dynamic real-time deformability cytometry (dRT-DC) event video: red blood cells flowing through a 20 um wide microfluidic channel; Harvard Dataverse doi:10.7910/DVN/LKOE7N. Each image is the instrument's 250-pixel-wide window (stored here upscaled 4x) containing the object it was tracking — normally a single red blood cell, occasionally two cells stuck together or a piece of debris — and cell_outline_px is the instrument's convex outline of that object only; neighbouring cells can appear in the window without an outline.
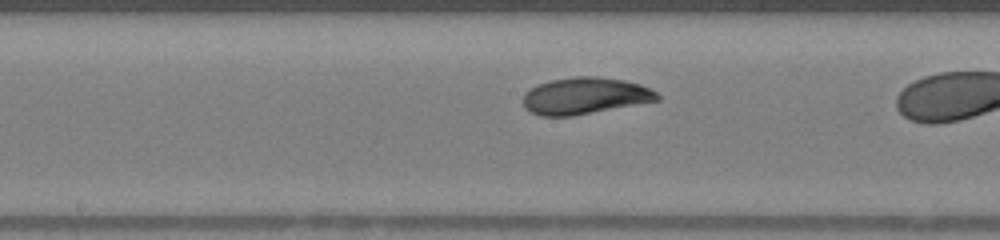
{"species": "human", "species_latin": "Homo sapiens", "temperature_condition": "warm", "stored_images_in_passage": 22, "camera_frame_rate_fps": 3000, "um_per_image_px": 0.085, "donor": {"sex": "female"}, "frame": {"image": 1, "passage_image": 10, "time_ms": 3.0, "image_size_px": [1000, 240], "cell_outline_px": [[660, 100], [572, 116], [540, 116], [524, 108], [524, 92], [540, 84], [552, 80], [576, 76], [596, 76], [624, 80], [640, 84], [656, 92], [660, 96]], "centroid_in_image_um": [49.73, 8.15], "position_along_channel_um": 198.5, "area_um2": 28.5}}
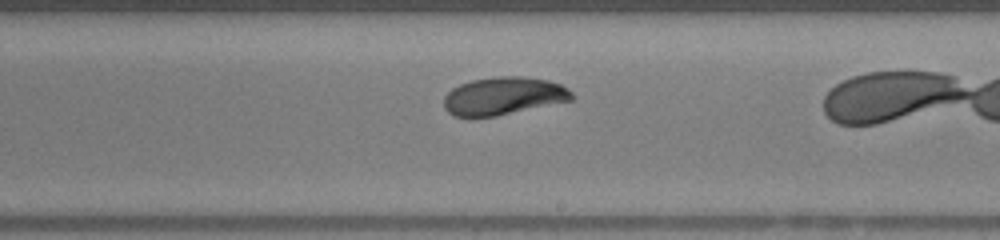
{"frame": {"image": 2, "passage_image": 13, "time_ms": 4.0, "image_size_px": [1000, 240], "cell_outline_px": [[572, 100], [496, 116], [456, 116], [448, 112], [444, 108], [444, 96], [452, 88], [460, 84], [472, 80], [496, 76], [524, 76], [548, 80], [560, 84], [568, 88], [572, 92]], "centroid_in_image_um": [42.79, 8.14], "position_along_channel_um": 246.2, "area_um2": 28.09}}